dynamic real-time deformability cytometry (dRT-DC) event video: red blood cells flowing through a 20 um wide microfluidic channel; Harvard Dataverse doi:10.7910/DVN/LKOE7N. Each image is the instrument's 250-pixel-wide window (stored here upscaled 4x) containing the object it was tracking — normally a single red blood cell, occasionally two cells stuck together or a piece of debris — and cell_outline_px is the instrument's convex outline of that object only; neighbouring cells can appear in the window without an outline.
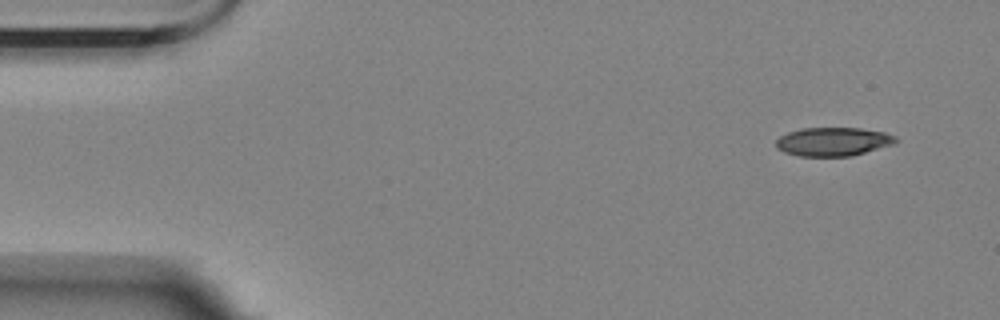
{"species": "Egyptian fruit bat (a non-hibernating species)", "species_latin": "Rousettus aegyptiacus", "temperature_condition": "room temperature", "stored_images_in_passage": 9, "camera_frame_rate_fps": 3000, "um_per_image_px": 0.085, "animal": {"sex": "female"}, "frame": {"image": 1, "passage_image": 1, "time_ms": 0.0, "image_size_px": [1000, 320], "cell_outline_px": [[900, 140], [896, 144], [852, 156], [800, 156], [784, 152], [776, 148], [776, 140], [780, 136], [788, 132], [804, 128], [860, 128], [884, 132], [896, 136]], "centroid_in_image_um": [70.86, 12.04], "position_along_channel_um": 14.1, "area_um2": 20.17}}
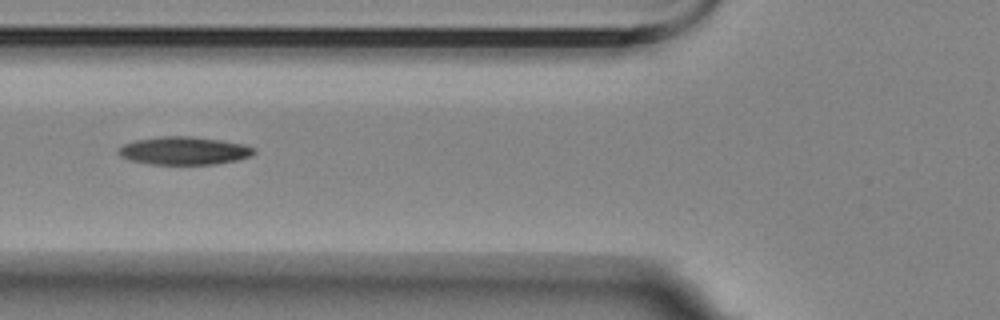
{"frame": {"image": 2, "passage_image": 6, "time_ms": 5.667, "image_size_px": [1000, 320], "cell_outline_px": [[256, 152], [252, 156], [236, 160], [216, 164], [148, 164], [128, 160], [120, 156], [116, 152], [124, 144], [136, 140], [160, 136], [192, 136], [220, 140], [244, 144], [256, 148]], "centroid_in_image_um": [15.65, 12.81], "position_along_channel_um": 110.1, "area_um2": 22.25}}
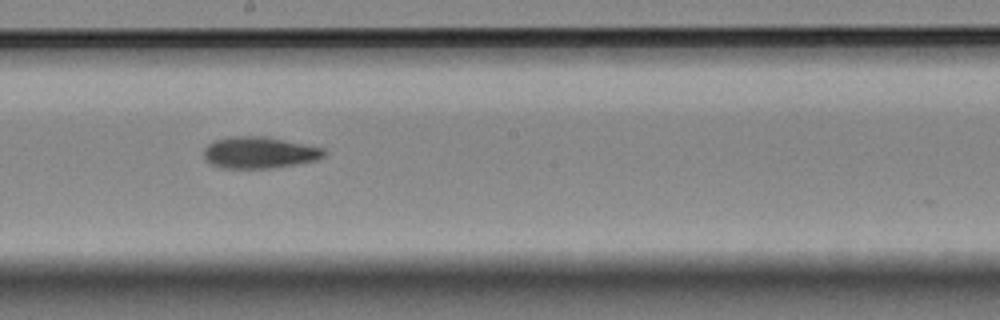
{"frame": {"image": 3, "passage_image": 9, "time_ms": 9.0, "image_size_px": [1000, 320], "cell_outline_px": [[328, 152], [324, 156], [316, 160], [268, 168], [224, 168], [208, 164], [204, 156], [204, 148], [208, 144], [216, 140], [232, 136], [260, 136], [284, 140], [324, 148]], "centroid_in_image_um": [22.01, 12.97], "position_along_channel_um": 226.2, "area_um2": 21.91}}